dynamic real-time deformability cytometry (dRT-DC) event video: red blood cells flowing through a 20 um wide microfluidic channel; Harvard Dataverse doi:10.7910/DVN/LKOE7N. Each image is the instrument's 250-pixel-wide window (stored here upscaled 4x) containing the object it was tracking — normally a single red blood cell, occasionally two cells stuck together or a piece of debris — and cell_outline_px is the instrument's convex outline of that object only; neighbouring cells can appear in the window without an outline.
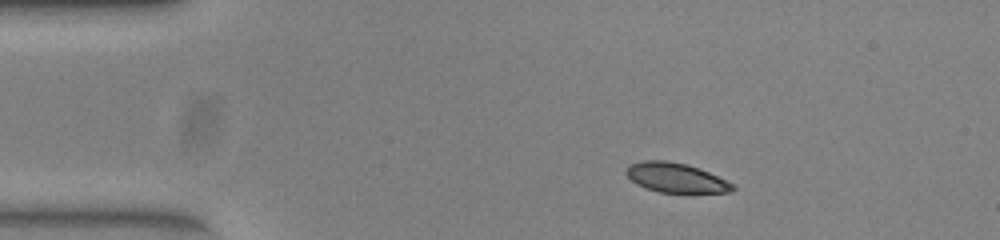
{"species": "common noctule bat (a hibernating species)", "species_latin": "Nyctalus noctula", "temperature_condition": "warm", "stored_images_in_passage": 44, "camera_frame_rate_fps": 3000, "um_per_image_px": 0.085, "animal": {"sex": "female", "body_mass_g": 23.0, "forearm_length_mm": 53.4}, "frame": {"image": 1, "passage_image": 1, "time_ms": 0.0, "image_size_px": [1000, 240], "cell_outline_px": [[736, 188], [732, 192], [660, 192], [636, 184], [624, 172], [628, 164], [644, 160], [664, 160], [688, 164], [708, 172], [736, 184]], "centroid_in_image_um": [57.45, 15.09], "position_along_channel_um": 27.5, "area_um2": 18.32}}
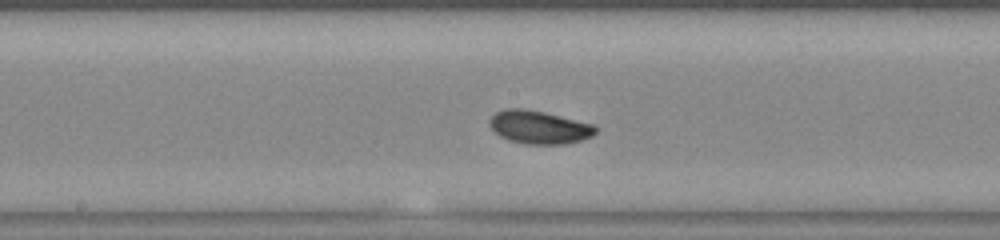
{"frame": {"image": 2, "passage_image": 19, "time_ms": 6.0, "image_size_px": [1000, 240], "cell_outline_px": [[596, 132], [592, 136], [580, 140], [564, 144], [524, 144], [508, 140], [500, 136], [488, 124], [488, 120], [496, 112], [504, 108], [524, 108], [544, 112], [592, 124], [596, 128]], "centroid_in_image_um": [45.78, 10.81], "position_along_channel_um": 202.4, "area_um2": 20.4}}
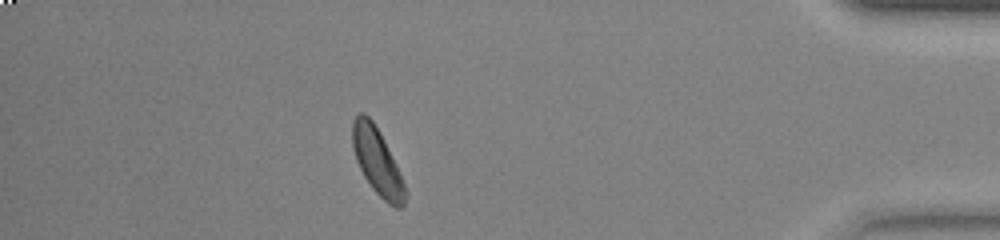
{"frame": {"image": 3, "passage_image": 38, "time_ms": 12.333, "image_size_px": [1000, 240], "cell_outline_px": [[408, 192], [404, 204], [400, 208], [396, 208], [388, 204], [372, 188], [364, 176], [356, 160], [352, 148], [352, 124], [356, 116], [360, 112], [364, 112], [372, 120], [380, 132]], "centroid_in_image_um": [32.05, 13.74], "position_along_channel_um": 403.1, "area_um2": 20.17}, "authors_computed_cell_mechanics": {"area_um2": 19.6809, "velocity_mm_per_s": 3.931, "shape_relaxation_time_tau1_ms": 2.351, "shape_relaxation_time_tau2_ms": null, "deformation_change_tau1": 0.0955, "deformation_change_tau2": null}}